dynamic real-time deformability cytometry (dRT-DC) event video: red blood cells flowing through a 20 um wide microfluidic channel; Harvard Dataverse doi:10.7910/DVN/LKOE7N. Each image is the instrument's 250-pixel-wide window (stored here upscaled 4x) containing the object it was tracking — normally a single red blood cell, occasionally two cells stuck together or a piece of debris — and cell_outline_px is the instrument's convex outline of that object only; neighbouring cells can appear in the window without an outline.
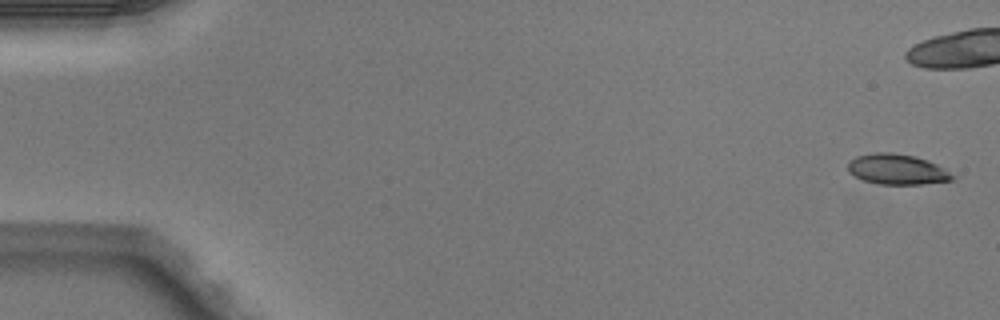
{"species": "Egyptian fruit bat (a non-hibernating species)", "species_latin": "Rousettus aegyptiacus", "temperature_condition": "warm", "stored_images_in_passage": 9, "camera_frame_rate_fps": 3000, "um_per_image_px": 0.085, "animal": {"sex": "male"}, "frame": {"image": 1, "passage_image": 1, "time_ms": 0.0, "image_size_px": [1000, 320], "cell_outline_px": [[956, 176], [952, 180], [924, 184], [880, 184], [864, 180], [848, 172], [848, 164], [856, 156], [876, 152], [892, 152], [916, 156], [928, 160], [944, 168]], "centroid_in_image_um": [76.28, 14.38], "position_along_channel_um": 8.7, "area_um2": 18.5}}